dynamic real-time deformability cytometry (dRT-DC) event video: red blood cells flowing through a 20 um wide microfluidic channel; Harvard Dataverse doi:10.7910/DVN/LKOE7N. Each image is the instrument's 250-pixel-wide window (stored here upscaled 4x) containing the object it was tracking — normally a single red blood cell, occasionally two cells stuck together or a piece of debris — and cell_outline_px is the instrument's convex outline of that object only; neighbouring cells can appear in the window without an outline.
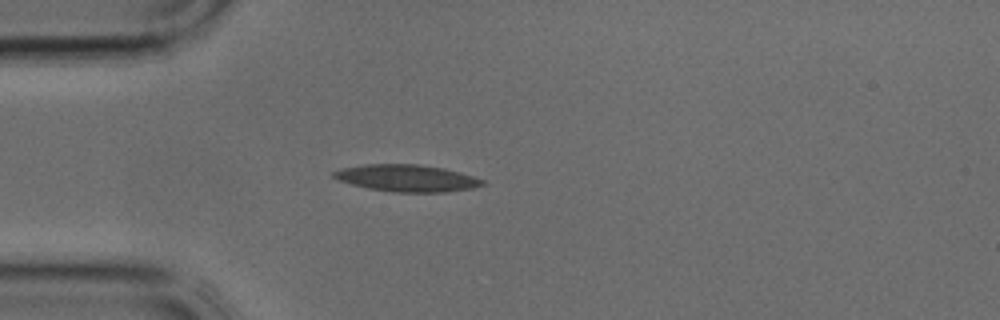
{"species": "common noctule bat (a hibernating species)", "species_latin": "Nyctalus noctula", "temperature_condition": "cold", "stored_images_in_passage": 4, "camera_frame_rate_fps": 3000, "um_per_image_px": 0.085, "animal": {"sex": "male", "body_mass_g": 17.9, "forearm_length_mm": 54.2}, "frame": {"image": 1, "passage_image": 1, "time_ms": 0.0, "image_size_px": [1000, 320], "cell_outline_px": [[488, 184], [472, 188], [444, 192], [392, 192], [368, 188], [336, 180], [332, 176], [332, 172], [340, 168], [364, 164], [416, 164], [444, 168], [460, 172], [484, 180]], "centroid_in_image_um": [34.56, 15.14], "position_along_channel_um": 50.4, "area_um2": 23.47}}